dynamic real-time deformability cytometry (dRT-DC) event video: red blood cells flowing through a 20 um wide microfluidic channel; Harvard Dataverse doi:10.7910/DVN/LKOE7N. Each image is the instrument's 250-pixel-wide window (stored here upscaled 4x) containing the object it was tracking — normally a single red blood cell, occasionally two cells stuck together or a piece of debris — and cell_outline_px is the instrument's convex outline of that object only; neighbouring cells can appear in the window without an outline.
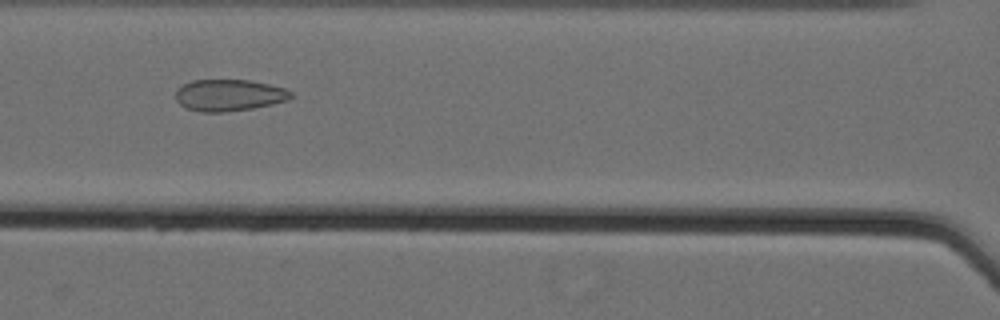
{"species": "Egyptian fruit bat (a non-hibernating species)", "species_latin": "Rousettus aegyptiacus", "temperature_condition": "cold", "stored_images_in_passage": 43, "camera_frame_rate_fps": 3000, "um_per_image_px": 0.085, "animal": {"sex": "female"}, "frame": {"image": 1, "passage_image": 14, "time_ms": 4.333, "image_size_px": [1000, 320], "cell_outline_px": [[292, 96], [288, 100], [272, 104], [252, 108], [224, 112], [200, 112], [184, 108], [176, 100], [176, 88], [192, 80], [248, 80], [268, 84], [284, 88], [292, 92]], "centroid_in_image_um": [19.43, 8.09], "position_along_channel_um": 147.2, "area_um2": 21.27}}
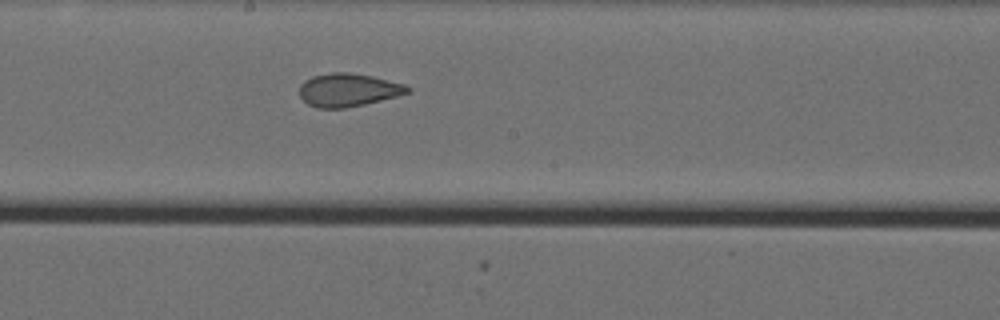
{"frame": {"image": 2, "passage_image": 20, "time_ms": 6.333, "image_size_px": [1000, 320], "cell_outline_px": [[412, 92], [364, 104], [344, 108], [316, 108], [308, 104], [300, 96], [300, 84], [304, 80], [312, 76], [332, 72], [348, 72], [372, 76], [408, 84], [412, 88]], "centroid_in_image_um": [29.63, 7.64], "position_along_channel_um": 218.6, "area_um2": 21.04}}
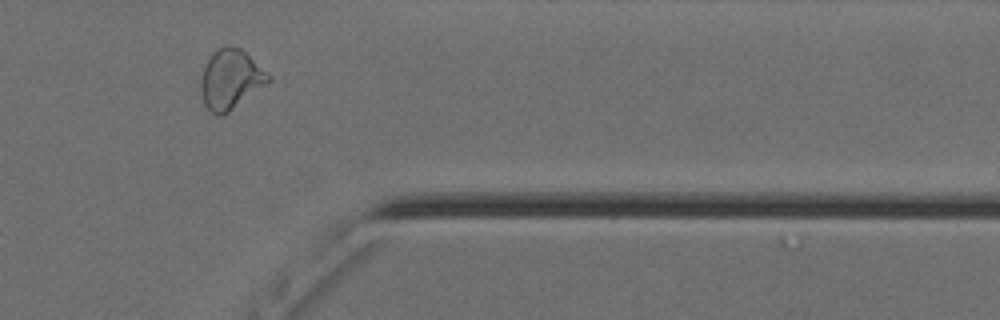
{"frame": {"image": 3, "passage_image": 35, "time_ms": 11.333, "image_size_px": [1000, 320], "cell_outline_px": [[272, 80], [268, 84], [224, 116], [216, 116], [204, 104], [200, 88], [200, 80], [204, 64], [212, 52], [224, 44], [228, 44], [240, 48], [272, 76]], "centroid_in_image_um": [19.6, 6.74], "position_along_channel_um": 391.8, "area_um2": 23.99}, "authors_computed_cell_mechanics": {"area_um2": 22.3686, "velocity_mm_per_s": 3.58, "shape_relaxation_time_tau1_ms": null, "shape_relaxation_time_tau2_ms": 1.0331, "deformation_change_tau1": null, "deformation_change_tau2": 0.0828}}